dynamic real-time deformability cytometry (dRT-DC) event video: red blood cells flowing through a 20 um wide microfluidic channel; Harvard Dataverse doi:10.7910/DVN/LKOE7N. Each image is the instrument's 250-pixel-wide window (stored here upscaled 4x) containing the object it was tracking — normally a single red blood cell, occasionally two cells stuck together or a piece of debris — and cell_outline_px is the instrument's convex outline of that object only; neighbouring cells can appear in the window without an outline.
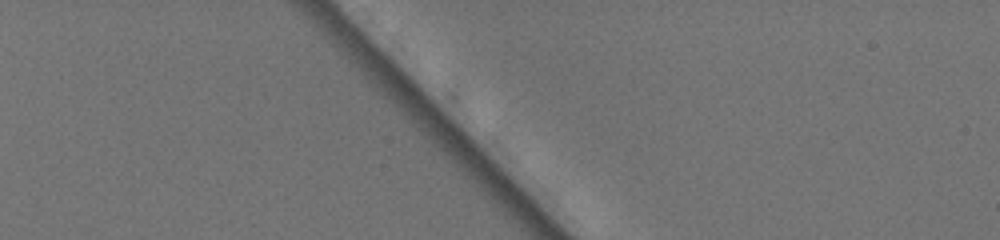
{"species": "common noctule bat (a hibernating species)", "species_latin": "Nyctalus noctula", "temperature_condition": "warm", "stored_images_in_passage": 4, "camera_frame_rate_fps": 3000, "um_per_image_px": 0.085, "animal": {"sex": "female", "body_mass_g": 19.5, "forearm_length_mm": 54.1}, "frame": {"image": 1, "passage_image": 3, "time_ms": 0.667, "image_size_px": [1000, 240], "cell_outline_px": [[480, 168], [472, 168], [444, 148], [356, 56], [360, 44], [404, 84], [456, 136], [480, 164]], "centroid_in_image_um": [35.5, 9.26], "position_along_channel_um": 49.5, "area_um2": 17.4}}